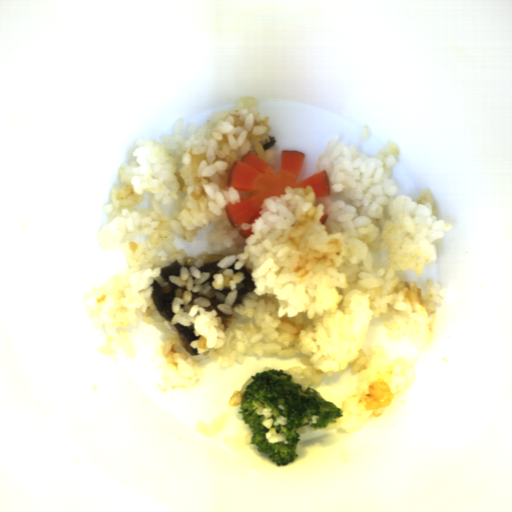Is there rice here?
Here are the masks:
<instances>
[{
    "label": "rice",
    "mask_w": 512,
    "mask_h": 512,
    "mask_svg": "<svg viewBox=\"0 0 512 512\" xmlns=\"http://www.w3.org/2000/svg\"><path fill=\"white\" fill-rule=\"evenodd\" d=\"M227 417L225 415L219 416L217 419H213L210 425L205 422H197L195 427L198 432L207 436L214 437L221 433L226 425Z\"/></svg>",
    "instance_id": "3"
},
{
    "label": "rice",
    "mask_w": 512,
    "mask_h": 512,
    "mask_svg": "<svg viewBox=\"0 0 512 512\" xmlns=\"http://www.w3.org/2000/svg\"><path fill=\"white\" fill-rule=\"evenodd\" d=\"M173 134L159 139H137L133 158L118 167L120 180L111 187L102 209L108 219L97 233L101 249L115 247L128 262L124 276H115L95 291L87 303L90 316L107 338L102 355L121 350L137 352L129 338L137 323L163 332L160 356L167 373L161 389H185L200 378V368L176 348L180 335L175 324L194 326L190 346L198 355L233 368L249 356H294L301 365L284 372L302 389L313 388L332 373L350 365L357 379L342 400V416L335 425L342 434L356 432L381 418L410 385L413 369L403 359L387 361L382 349L363 343L372 321L383 320L387 339L431 344L438 306L448 291L432 281H400L401 271L420 273L436 262L437 243L452 225L439 217L434 195L426 190L420 200L403 195L394 179L399 146L384 144L374 156L331 138L317 160V173L326 171L330 193L316 198L313 187L287 186L285 195L266 198L253 224L234 227L226 204H237L250 192L228 187L236 160L253 152L274 172L277 151L264 150L271 121L254 96H243L228 110L213 112L202 126L182 120ZM155 193L148 210L135 204L143 193ZM329 215L325 224L323 214ZM216 225L209 246L197 257L174 247L175 238L192 241L197 230ZM252 228L247 240L241 228ZM148 235L147 244L133 243ZM178 261L180 276H169L178 286L172 301L174 317L165 320L150 293L157 281L170 292L161 268ZM220 260L222 271L206 282L205 263ZM249 269L256 284L239 306L241 272ZM198 291L216 296L218 309L234 315L225 329L216 311L205 312L206 298L191 300Z\"/></svg>",
    "instance_id": "1"
},
{
    "label": "rice",
    "mask_w": 512,
    "mask_h": 512,
    "mask_svg": "<svg viewBox=\"0 0 512 512\" xmlns=\"http://www.w3.org/2000/svg\"><path fill=\"white\" fill-rule=\"evenodd\" d=\"M272 408H258L256 414L263 416L262 425L268 429V433H265V437L269 444H276L282 442L283 445H287L286 434L276 433L278 425H287V419L285 416H278L275 420L272 418Z\"/></svg>",
    "instance_id": "2"
},
{
    "label": "rice",
    "mask_w": 512,
    "mask_h": 512,
    "mask_svg": "<svg viewBox=\"0 0 512 512\" xmlns=\"http://www.w3.org/2000/svg\"><path fill=\"white\" fill-rule=\"evenodd\" d=\"M370 134H371V131H370V128H369L368 124L367 125H363L361 127L358 140L364 141L365 139L370 137Z\"/></svg>",
    "instance_id": "5"
},
{
    "label": "rice",
    "mask_w": 512,
    "mask_h": 512,
    "mask_svg": "<svg viewBox=\"0 0 512 512\" xmlns=\"http://www.w3.org/2000/svg\"><path fill=\"white\" fill-rule=\"evenodd\" d=\"M254 379L252 378V376L250 378H248L246 380V382L244 383L243 387L241 388L240 391H236L233 393V395L231 396L230 400H229V406H237V405H241V401H242V397H243V394L245 392V389H246V386L249 385Z\"/></svg>",
    "instance_id": "4"
}]
</instances>
